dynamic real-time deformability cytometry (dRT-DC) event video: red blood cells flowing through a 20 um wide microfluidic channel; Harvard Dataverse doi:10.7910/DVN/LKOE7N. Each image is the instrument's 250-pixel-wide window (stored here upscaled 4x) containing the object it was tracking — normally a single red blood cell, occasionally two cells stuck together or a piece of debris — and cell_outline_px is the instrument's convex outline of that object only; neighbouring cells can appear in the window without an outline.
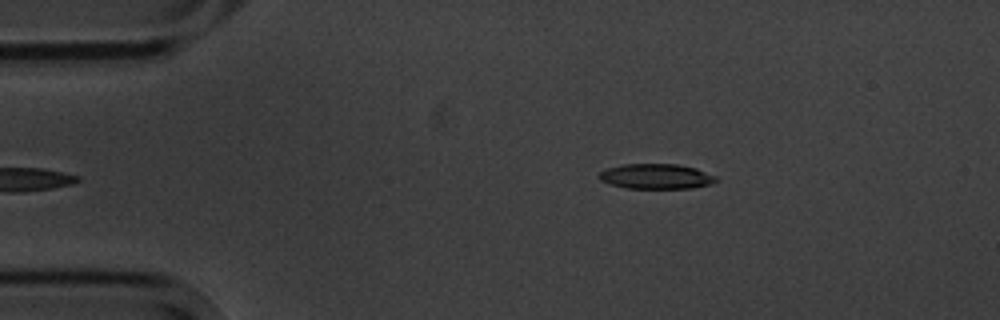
{"species": "common noctule bat (a hibernating species)", "species_latin": "Nyctalus noctula", "temperature_condition": "cold", "stored_images_in_passage": 5, "camera_frame_rate_fps": 3000, "um_per_image_px": 0.085, "animal": {"sex": "male", "body_mass_g": 20.1, "forearm_length_mm": 53.5}, "frame": {"image": 1, "passage_image": 5, "time_ms": 5.333, "image_size_px": [1000, 320], "cell_outline_px": [[716, 180], [712, 184], [692, 188], [624, 188], [600, 180], [596, 176], [600, 172], [608, 168], [620, 164], [680, 164], [696, 168], [716, 176]], "centroid_in_image_um": [55.76, 14.99], "position_along_channel_um": 29.2, "area_um2": 17.17}}